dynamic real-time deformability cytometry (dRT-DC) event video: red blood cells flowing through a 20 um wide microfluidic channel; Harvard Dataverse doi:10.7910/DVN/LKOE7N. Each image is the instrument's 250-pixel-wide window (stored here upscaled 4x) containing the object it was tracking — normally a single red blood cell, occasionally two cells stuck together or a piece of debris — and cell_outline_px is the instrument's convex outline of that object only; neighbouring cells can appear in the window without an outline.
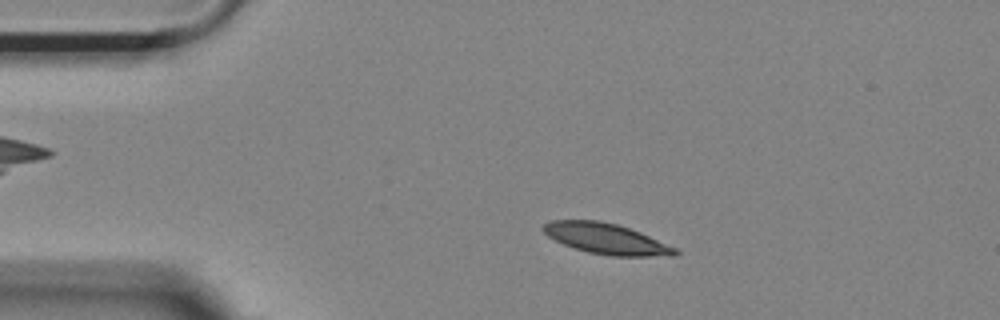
{"species": "Egyptian fruit bat (a non-hibernating species)", "species_latin": "Rousettus aegyptiacus", "temperature_condition": "room temperature", "stored_images_in_passage": 52, "camera_frame_rate_fps": 3000, "um_per_image_px": 0.085, "animal": {"sex": "female"}, "frame": {"image": 1, "passage_image": 8, "time_ms": 2.333, "image_size_px": [1000, 320], "cell_outline_px": [[680, 252], [676, 256], [612, 256], [588, 252], [564, 244], [548, 236], [540, 228], [544, 224], [552, 220], [600, 220], [616, 224], [640, 232], [676, 248]], "centroid_in_image_um": [51.54, 20.29], "position_along_channel_um": 33.5, "area_um2": 23.41}}
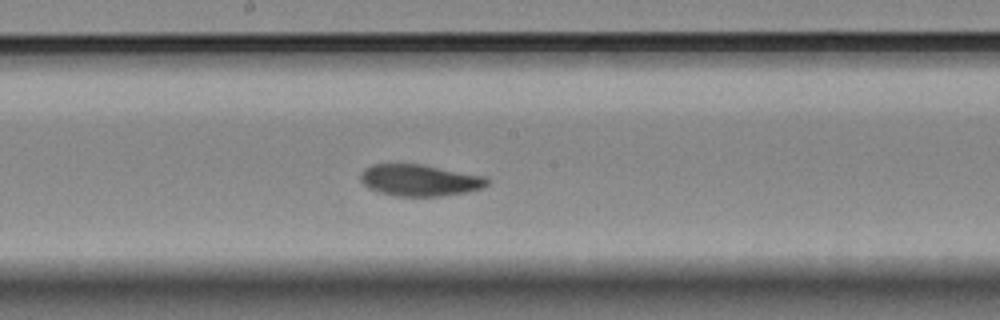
{"frame": {"image": 2, "passage_image": 26, "time_ms": 8.333, "image_size_px": [1000, 320], "cell_outline_px": [[492, 180], [488, 184], [480, 188], [468, 192], [440, 196], [396, 196], [380, 192], [368, 188], [360, 180], [360, 172], [364, 168], [372, 164], [424, 164], [484, 176]], "centroid_in_image_um": [35.67, 15.31], "position_along_channel_um": 212.5, "area_um2": 23.47}}
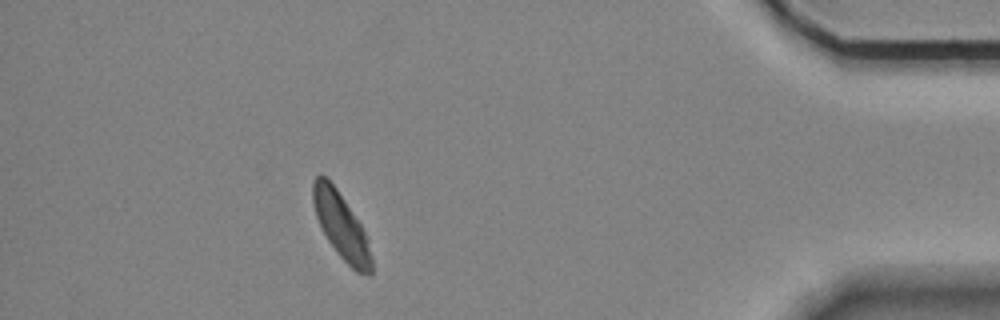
{"frame": {"image": 3, "passage_image": 46, "time_ms": 15.0, "image_size_px": [1000, 320], "cell_outline_px": [[372, 276], [356, 272], [336, 252], [320, 228], [316, 216], [312, 200], [312, 180], [320, 172], [328, 176], [360, 224], [368, 240], [372, 256]], "centroid_in_image_um": [28.97, 19.17], "position_along_channel_um": 406.2, "area_um2": 22.66}, "authors_computed_cell_mechanics": {"area_um2": 23.12, "velocity_mm_per_s": 3.6432, "shape_relaxation_time_tau1_ms": 10.1394, "shape_relaxation_time_tau2_ms": 6.5718, "deformation_change_tau1": 0.2072, "deformation_change_tau2": 0.1008}}